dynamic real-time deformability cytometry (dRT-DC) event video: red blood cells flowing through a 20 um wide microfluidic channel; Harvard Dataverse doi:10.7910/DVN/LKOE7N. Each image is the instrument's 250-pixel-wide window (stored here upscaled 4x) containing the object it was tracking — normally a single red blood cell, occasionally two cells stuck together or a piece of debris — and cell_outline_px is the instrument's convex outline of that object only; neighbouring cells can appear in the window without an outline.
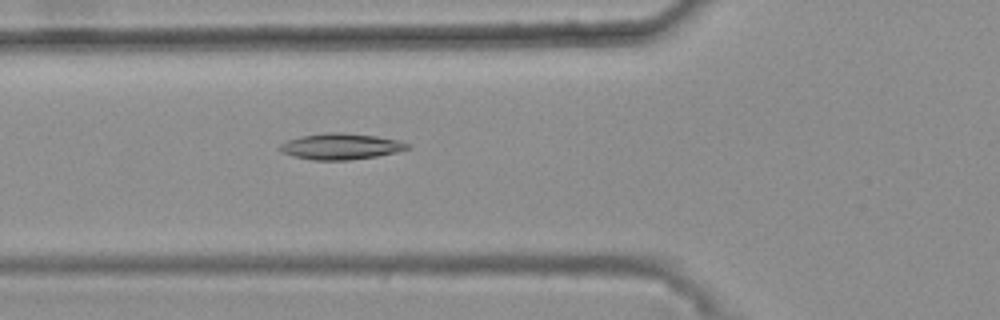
{"species": "common noctule bat (a hibernating species)", "species_latin": "Nyctalus noctula", "temperature_condition": "warm", "stored_images_in_passage": 49, "camera_frame_rate_fps": 3000, "um_per_image_px": 0.085, "animal": {"sex": "female", "body_mass_g": 25.1}, "frame": {"image": 1, "passage_image": 20, "time_ms": 6.333, "image_size_px": [1000, 320], "cell_outline_px": [[412, 144], [408, 148], [396, 152], [376, 156], [348, 160], [312, 160], [292, 156], [280, 152], [276, 148], [280, 144], [288, 140], [300, 136], [324, 132], [340, 132], [376, 136], [396, 140]], "centroid_in_image_um": [28.9, 12.44], "position_along_channel_um": 96.9, "area_um2": 19.48}}
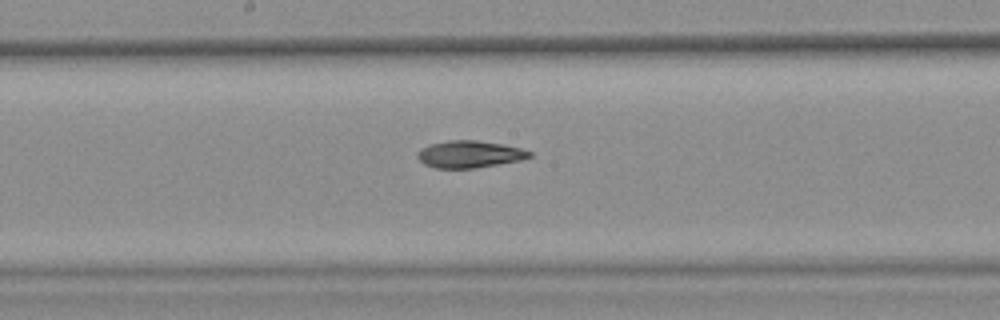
{"frame": {"image": 2, "passage_image": 29, "time_ms": 9.333, "image_size_px": [1000, 320], "cell_outline_px": [[532, 156], [520, 160], [472, 168], [436, 168], [424, 164], [416, 156], [420, 148], [428, 144], [452, 140], [476, 140], [504, 144], [520, 148], [532, 152]], "centroid_in_image_um": [39.88, 13.1], "position_along_channel_um": 208.3, "area_um2": 17.57}}
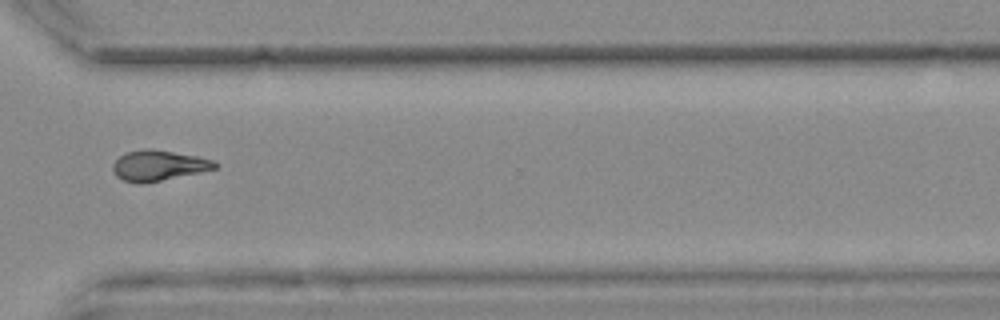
{"frame": {"image": 3, "passage_image": 41, "time_ms": 13.333, "image_size_px": [1000, 320], "cell_outline_px": [[220, 164], [216, 168], [200, 172], [140, 184], [124, 180], [116, 176], [112, 168], [112, 164], [124, 152], [144, 148], [148, 148], [196, 156], [212, 160]], "centroid_in_image_um": [13.44, 14.06], "position_along_channel_um": 357.2, "area_um2": 17.92}, "authors_computed_cell_mechanics": {"area_um2": 18.1492, "velocity_mm_per_s": 3.7087, "shape_relaxation_time_tau1_ms": null, "shape_relaxation_time_tau2_ms": 6.4261, "deformation_change_tau1": null, "deformation_change_tau2": 0.1392}}